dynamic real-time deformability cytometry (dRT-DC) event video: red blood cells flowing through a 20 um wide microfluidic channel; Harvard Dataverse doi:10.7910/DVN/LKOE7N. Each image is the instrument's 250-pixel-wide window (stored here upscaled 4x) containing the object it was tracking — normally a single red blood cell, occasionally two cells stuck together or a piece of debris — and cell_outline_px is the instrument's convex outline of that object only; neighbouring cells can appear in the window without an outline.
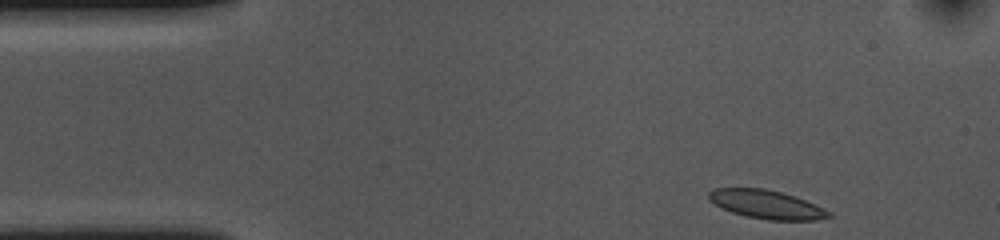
{"species": "common noctule bat (a hibernating species)", "species_latin": "Nyctalus noctula", "temperature_condition": "cold", "stored_images_in_passage": 40, "camera_frame_rate_fps": 3000, "um_per_image_px": 0.085, "animal": {"sex": "female", "body_mass_g": 10.0, "forearm_length_mm": 53.1}, "frame": {"image": 1, "passage_image": 1, "time_ms": 0.0, "image_size_px": [1000, 240], "cell_outline_px": [[832, 216], [816, 220], [768, 220], [744, 216], [732, 212], [708, 200], [708, 192], [716, 188], [764, 188], [796, 196], [832, 212]], "centroid_in_image_um": [65.16, 17.38], "position_along_channel_um": 19.8, "area_um2": 19.94}}
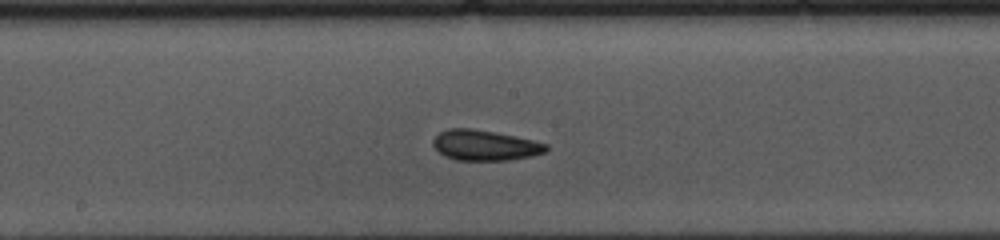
{"frame": {"image": 2, "passage_image": 22, "time_ms": 7.0, "image_size_px": [1000, 240], "cell_outline_px": [[548, 148], [544, 152], [532, 156], [508, 160], [456, 160], [444, 156], [432, 144], [432, 140], [440, 132], [448, 128], [472, 128], [496, 132], [516, 136], [548, 144]], "centroid_in_image_um": [41.21, 12.34], "position_along_channel_um": 207.0, "area_um2": 20.06}}
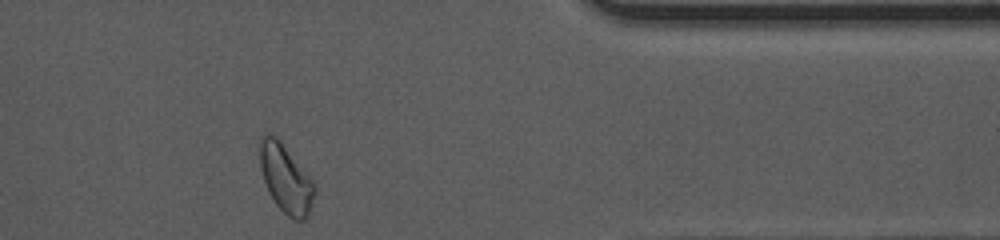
{"frame": {"image": 3, "passage_image": 39, "time_ms": 12.667, "image_size_px": [1000, 240], "cell_outline_px": [[316, 192], [308, 216], [304, 220], [292, 220], [276, 204], [268, 192], [260, 168], [256, 144], [260, 136], [264, 132], [276, 136], [280, 140], [316, 184]], "centroid_in_image_um": [24.25, 15.13], "position_along_channel_um": 387.2, "area_um2": 22.37}, "authors_computed_cell_mechanics": {"area_um2": 20.0855, "velocity_mm_per_s": 3.6098, "shape_relaxation_time_tau1_ms": 2.5937, "shape_relaxation_time_tau2_ms": 1.8521, "deformation_change_tau1": 0.099, "deformation_change_tau2": 0.0846}}